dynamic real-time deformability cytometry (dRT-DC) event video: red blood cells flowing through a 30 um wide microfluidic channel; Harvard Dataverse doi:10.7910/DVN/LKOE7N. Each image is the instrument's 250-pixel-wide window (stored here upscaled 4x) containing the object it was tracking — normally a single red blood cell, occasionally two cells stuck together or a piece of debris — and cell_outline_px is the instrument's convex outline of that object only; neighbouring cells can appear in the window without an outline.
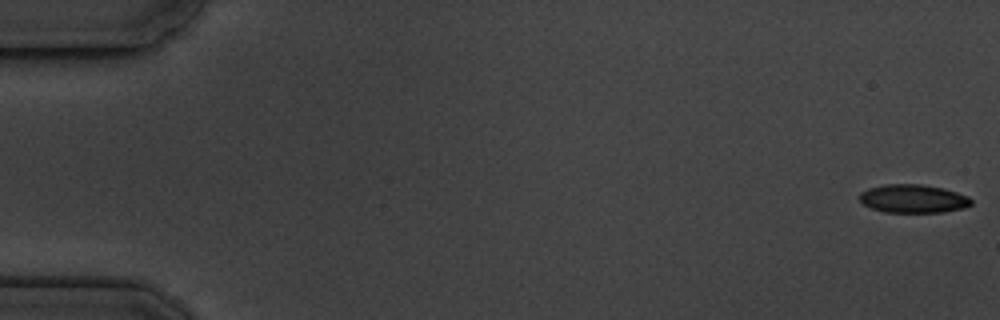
{"species": "common noctule bat (a hibernating species)", "species_latin": "Nyctalus noctula", "temperature_condition": "cold", "stored_images_in_passage": 3, "camera_frame_rate_fps": 3000, "um_per_image_px": 0.085, "animal": {"sex": "male", "body_mass_g": 19.5, "forearm_length_mm": 54.6}, "frame": {"image": 1, "passage_image": 1, "time_ms": 0.0, "image_size_px": [1000, 320], "cell_outline_px": [[972, 204], [964, 208], [944, 212], [884, 212], [872, 208], [864, 204], [860, 200], [860, 192], [868, 188], [884, 184], [920, 184], [944, 188], [968, 196], [972, 200]], "centroid_in_image_um": [77.63, 16.88], "position_along_channel_um": 7.4, "area_um2": 18.5}}